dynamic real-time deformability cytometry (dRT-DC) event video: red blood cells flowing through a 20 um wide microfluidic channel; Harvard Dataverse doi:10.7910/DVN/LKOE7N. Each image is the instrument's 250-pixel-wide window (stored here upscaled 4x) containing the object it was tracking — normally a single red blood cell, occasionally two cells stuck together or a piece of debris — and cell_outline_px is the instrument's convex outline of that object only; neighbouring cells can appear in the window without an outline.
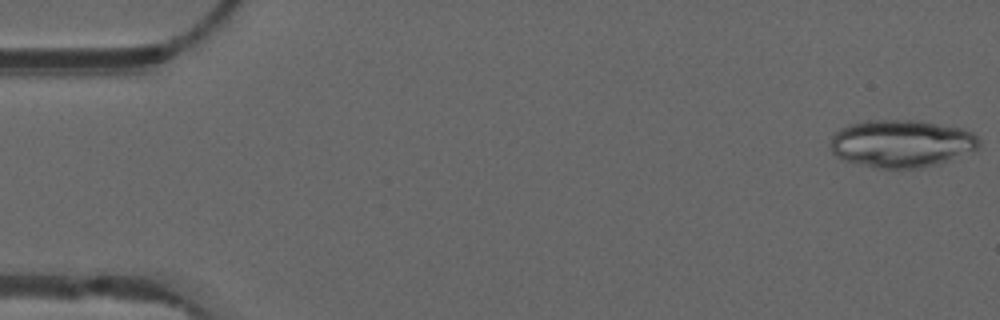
{"species": "common noctule bat (a hibernating species)", "species_latin": "Nyctalus noctula", "temperature_condition": "warm", "stored_images_in_passage": 9, "camera_frame_rate_fps": 3000, "um_per_image_px": 0.085, "animal": {"sex": "male", "forearm_length_mm": 52.5}, "frame": {"image": 1, "passage_image": 1, "time_ms": 0.0, "image_size_px": [1000, 320], "cell_outline_px": [[980, 148], [952, 160], [940, 164], [920, 168], [876, 168], [840, 160], [832, 152], [832, 136], [840, 128], [848, 124], [868, 120], [920, 120], [964, 128], [972, 132], [980, 140]], "centroid_in_image_um": [76.66, 12.2], "position_along_channel_um": 8.3, "area_um2": 41.85}}